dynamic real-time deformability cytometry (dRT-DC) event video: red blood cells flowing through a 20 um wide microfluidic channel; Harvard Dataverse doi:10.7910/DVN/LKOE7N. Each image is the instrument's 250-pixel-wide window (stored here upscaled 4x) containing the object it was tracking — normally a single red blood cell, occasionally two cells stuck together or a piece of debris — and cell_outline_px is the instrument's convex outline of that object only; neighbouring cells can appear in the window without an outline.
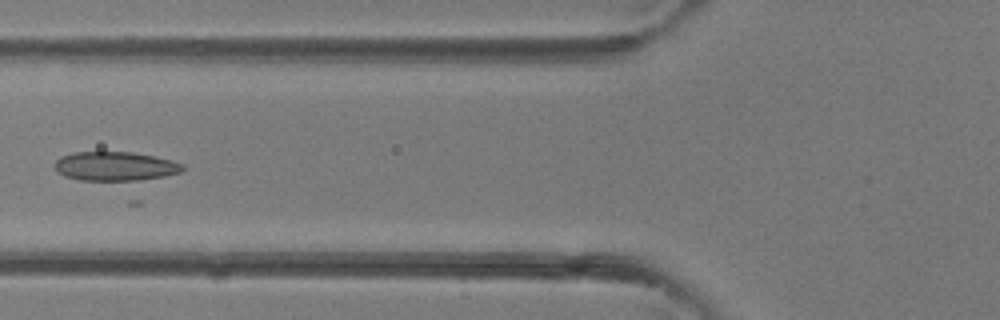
{"species": "common noctule bat (a hibernating species)", "species_latin": "Nyctalus noctula", "temperature_condition": "room temperature", "stored_images_in_passage": 23, "camera_frame_rate_fps": 3000, "um_per_image_px": 0.085, "animal": {"sex": "female"}, "frame": {"image": 1, "passage_image": 16, "time_ms": 5.0, "image_size_px": [1000, 320], "cell_outline_px": [[184, 168], [180, 172], [164, 176], [128, 184], [80, 180], [64, 176], [56, 172], [56, 160], [60, 156], [72, 152], [132, 152], [172, 160], [184, 164]], "centroid_in_image_um": [9.79, 14.18], "position_along_channel_um": 116.0, "area_um2": 22.66}}
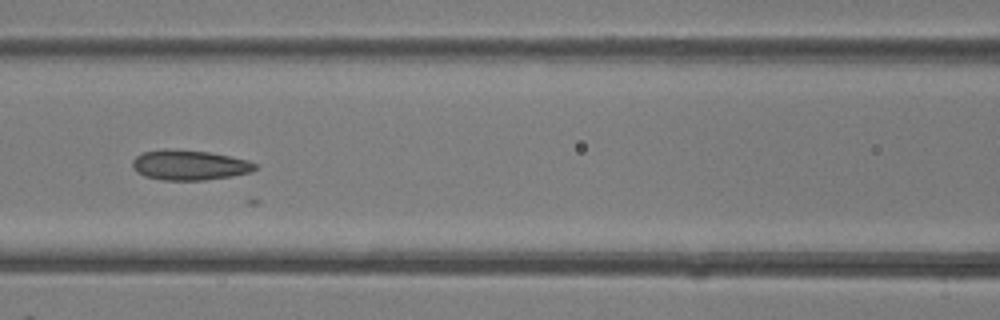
{"frame": {"image": 2, "passage_image": 18, "time_ms": 5.667, "image_size_px": [1000, 320], "cell_outline_px": [[256, 168], [252, 172], [232, 176], [204, 180], [164, 180], [144, 176], [136, 172], [132, 168], [132, 160], [136, 156], [144, 152], [164, 148], [208, 152], [248, 160], [256, 164]], "centroid_in_image_um": [16.07, 14.03], "position_along_channel_um": 150.5, "area_um2": 21.5}}